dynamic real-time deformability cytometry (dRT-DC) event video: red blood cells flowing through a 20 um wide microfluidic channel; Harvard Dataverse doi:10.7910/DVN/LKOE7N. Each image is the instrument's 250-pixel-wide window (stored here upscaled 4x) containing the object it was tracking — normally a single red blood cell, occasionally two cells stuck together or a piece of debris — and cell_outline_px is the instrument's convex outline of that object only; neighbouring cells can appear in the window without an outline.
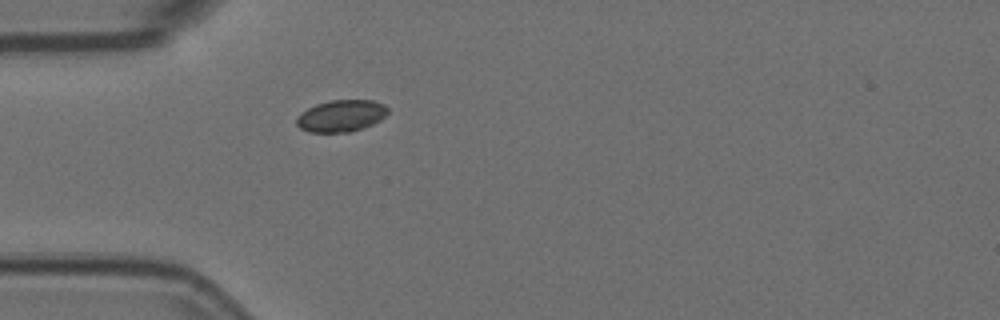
{"species": "Egyptian fruit bat (a non-hibernating species)", "species_latin": "Rousettus aegyptiacus", "temperature_condition": "room temperature", "stored_images_in_passage": 5, "camera_frame_rate_fps": 3000, "um_per_image_px": 0.085, "animal": {"sex": "female"}, "frame": {"image": 1, "passage_image": 5, "time_ms": 1.333, "image_size_px": [1000, 320], "cell_outline_px": [[388, 112], [380, 120], [372, 124], [348, 132], [308, 132], [300, 128], [296, 124], [296, 116], [300, 112], [316, 104], [332, 100], [372, 100], [384, 104], [388, 108]], "centroid_in_image_um": [28.96, 9.84], "position_along_channel_um": 56.0, "area_um2": 16.88}}